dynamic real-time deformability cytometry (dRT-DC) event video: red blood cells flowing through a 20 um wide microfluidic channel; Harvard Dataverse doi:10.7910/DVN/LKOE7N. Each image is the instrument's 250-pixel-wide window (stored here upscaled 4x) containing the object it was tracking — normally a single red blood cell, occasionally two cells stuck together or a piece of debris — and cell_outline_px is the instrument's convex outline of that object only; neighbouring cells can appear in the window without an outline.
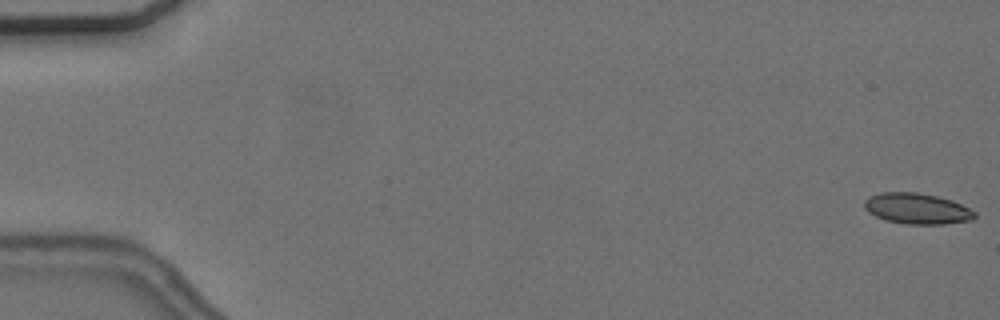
{"species": "common noctule bat (a hibernating species)", "species_latin": "Nyctalus noctula", "temperature_condition": "cold", "stored_images_in_passage": 11, "camera_frame_rate_fps": 3000, "um_per_image_px": 0.085, "animal": {"sex": "female", "body_mass_g": 24.6, "forearm_length_mm": 56.2}, "frame": {"image": 1, "passage_image": 1, "time_ms": 0.0, "image_size_px": [1000, 320], "cell_outline_px": [[976, 216], [972, 220], [944, 224], [908, 224], [884, 220], [868, 212], [864, 208], [864, 200], [868, 196], [880, 192], [916, 192], [936, 196], [952, 200], [976, 212]], "centroid_in_image_um": [77.92, 17.73], "position_along_channel_um": 7.1, "area_um2": 19.88}}